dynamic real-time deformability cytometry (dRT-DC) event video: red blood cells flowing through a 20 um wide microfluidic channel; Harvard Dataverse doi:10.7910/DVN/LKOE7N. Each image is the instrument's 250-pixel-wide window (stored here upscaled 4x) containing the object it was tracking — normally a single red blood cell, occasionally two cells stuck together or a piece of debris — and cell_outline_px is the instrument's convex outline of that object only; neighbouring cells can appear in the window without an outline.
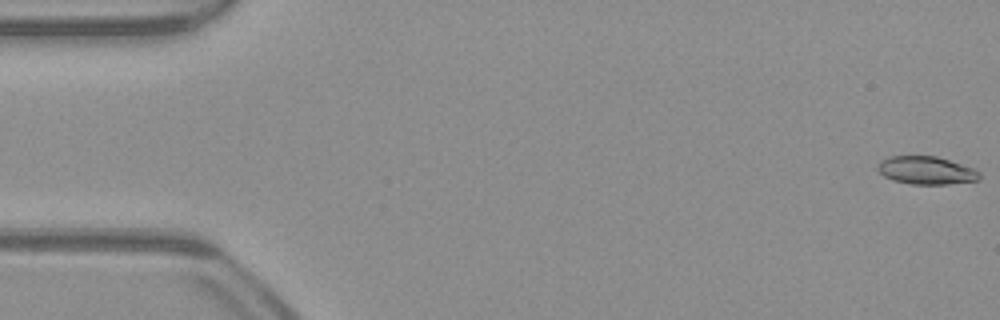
{"species": "common noctule bat (a hibernating species)", "species_latin": "Nyctalus noctula", "temperature_condition": "warm", "stored_images_in_passage": 53, "camera_frame_rate_fps": 3000, "um_per_image_px": 0.085, "animal": {"sex": "male", "body_mass_g": 23.1, "forearm_length_mm": 52.7}, "frame": {"image": 1, "passage_image": 1, "time_ms": 0.0, "image_size_px": [1000, 320], "cell_outline_px": [[980, 180], [948, 184], [912, 184], [892, 180], [884, 176], [876, 168], [880, 160], [888, 156], [936, 156], [976, 168], [980, 172]], "centroid_in_image_um": [78.75, 14.48], "position_along_channel_um": 6.3, "area_um2": 16.76}}
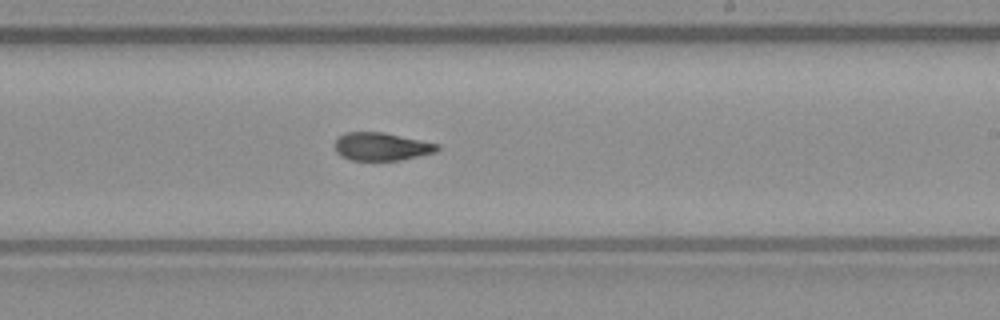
{"frame": {"image": 2, "passage_image": 31, "time_ms": 10.0, "image_size_px": [1000, 320], "cell_outline_px": [[440, 148], [436, 152], [400, 160], [352, 160], [340, 156], [336, 152], [336, 140], [344, 132], [384, 132], [440, 144]], "centroid_in_image_um": [32.45, 12.45], "position_along_channel_um": 256.6, "area_um2": 16.7}}
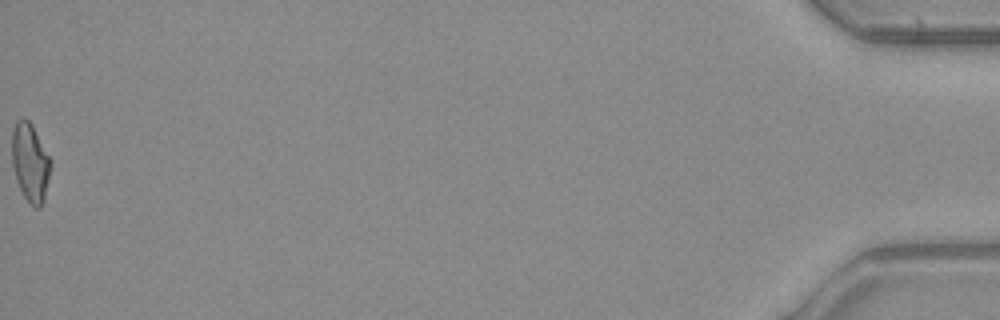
{"frame": {"image": 3, "passage_image": 53, "time_ms": 17.333, "image_size_px": [1000, 320], "cell_outline_px": [[52, 164], [44, 200], [40, 208], [36, 208], [28, 204], [16, 180], [12, 164], [12, 128], [16, 120], [24, 116], [32, 124]], "centroid_in_image_um": [2.55, 13.81], "position_along_channel_um": 432.6, "area_um2": 17.8}, "authors_computed_cell_mechanics": {"area_um2": 17.2822, "velocity_mm_per_s": 3.9498, "shape_relaxation_time_tau1_ms": null, "shape_relaxation_time_tau2_ms": 8.2002, "deformation_change_tau1": null, "deformation_change_tau2": 0.1707}}